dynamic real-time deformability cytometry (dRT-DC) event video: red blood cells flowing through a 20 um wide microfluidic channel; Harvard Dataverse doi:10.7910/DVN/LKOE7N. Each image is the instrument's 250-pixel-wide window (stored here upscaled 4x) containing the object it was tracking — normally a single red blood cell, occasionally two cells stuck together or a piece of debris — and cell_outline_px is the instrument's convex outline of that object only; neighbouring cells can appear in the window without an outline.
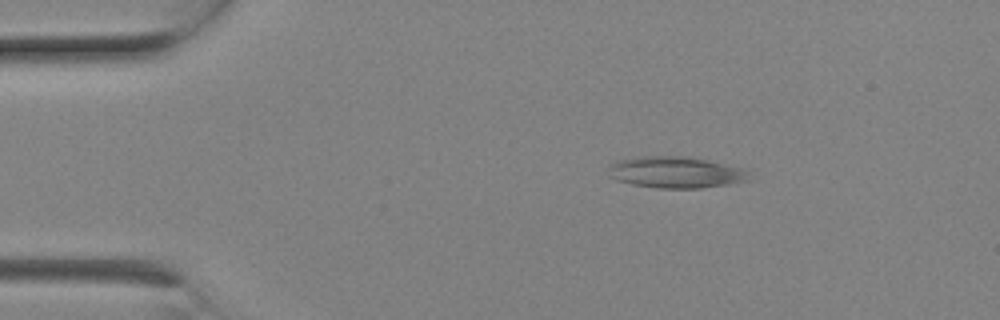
{"species": "Egyptian fruit bat (a non-hibernating species)", "species_latin": "Rousettus aegyptiacus", "temperature_condition": "room temperature", "stored_images_in_passage": 8, "camera_frame_rate_fps": 3000, "um_per_image_px": 0.085, "animal": {"sex": "female"}, "frame": {"image": 1, "passage_image": 3, "time_ms": 0.667, "image_size_px": [1000, 320], "cell_outline_px": [[748, 180], [728, 184], [700, 188], [656, 188], [632, 184], [616, 180], [608, 176], [608, 164], [616, 160], [636, 156], [688, 156], [708, 160], [744, 168], [748, 172]], "centroid_in_image_um": [57.37, 14.63], "position_along_channel_um": 27.6, "area_um2": 26.07}}
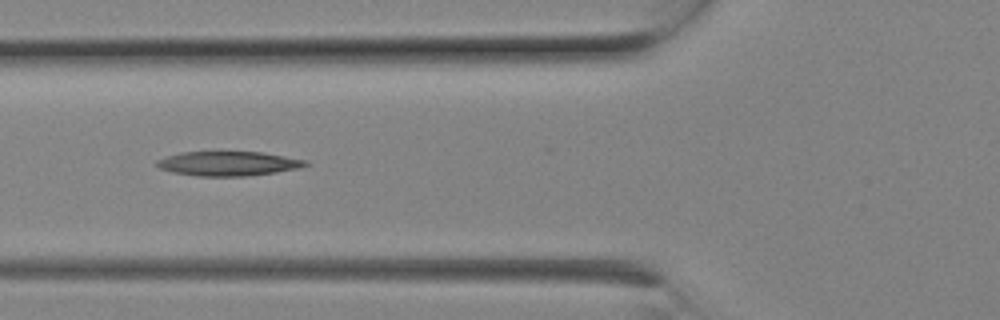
{"frame": {"image": 2, "passage_image": 7, "time_ms": 2.0, "image_size_px": [1000, 320], "cell_outline_px": [[308, 164], [300, 168], [276, 172], [244, 176], [196, 176], [172, 172], [156, 168], [156, 160], [180, 152], [260, 152], [308, 160]], "centroid_in_image_um": [19.37, 13.91], "position_along_channel_um": 106.4, "area_um2": 21.15}}
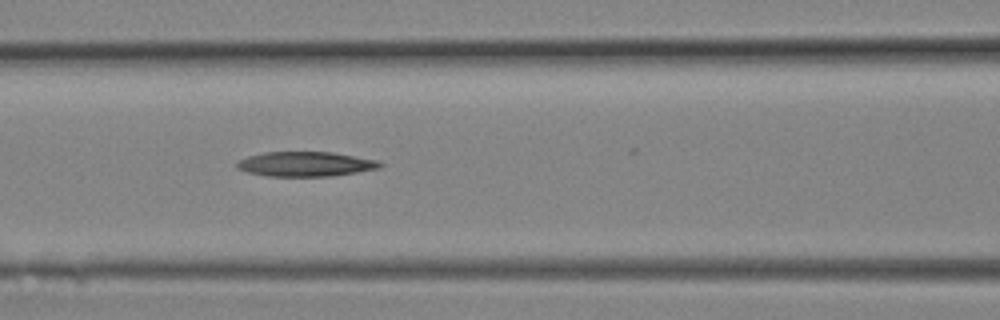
{"frame": {"image": 3, "passage_image": 8, "time_ms": 2.333, "image_size_px": [1000, 320], "cell_outline_px": [[384, 164], [380, 168], [332, 176], [268, 176], [248, 172], [236, 168], [236, 164], [240, 160], [248, 156], [264, 152], [332, 152], [380, 160]], "centroid_in_image_um": [26.01, 13.94], "position_along_channel_um": 140.6, "area_um2": 20.63}}